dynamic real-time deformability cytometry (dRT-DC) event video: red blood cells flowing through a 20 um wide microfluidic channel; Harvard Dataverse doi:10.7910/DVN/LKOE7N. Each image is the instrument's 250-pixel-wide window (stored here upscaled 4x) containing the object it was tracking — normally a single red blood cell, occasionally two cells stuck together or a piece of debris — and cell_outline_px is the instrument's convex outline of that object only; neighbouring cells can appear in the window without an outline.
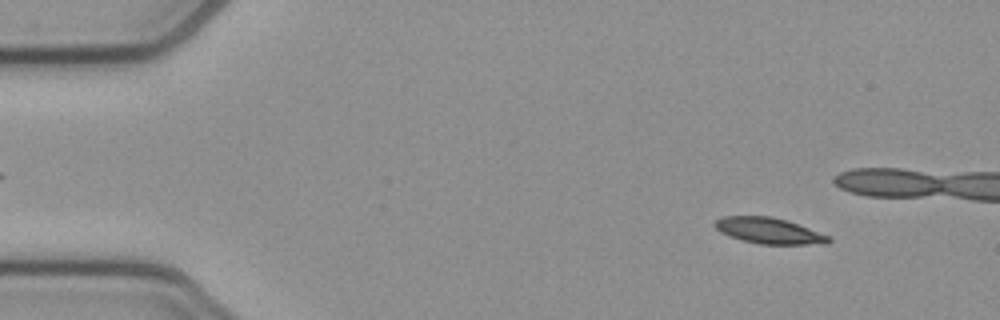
{"species": "common noctule bat (a hibernating species)", "species_latin": "Nyctalus noctula", "temperature_condition": "cold", "stored_images_in_passage": 53, "camera_frame_rate_fps": 3000, "um_per_image_px": 0.085, "animal": {"sex": "female", "body_mass_g": 21.9}, "frame": {"image": 1, "passage_image": 5, "time_ms": 1.333, "image_size_px": [1000, 320], "cell_outline_px": [[832, 240], [828, 244], [760, 244], [744, 240], [720, 232], [712, 224], [716, 220], [724, 216], [772, 216], [788, 220], [832, 236]], "centroid_in_image_um": [65.44, 19.6], "position_along_channel_um": 19.6, "area_um2": 17.34}}
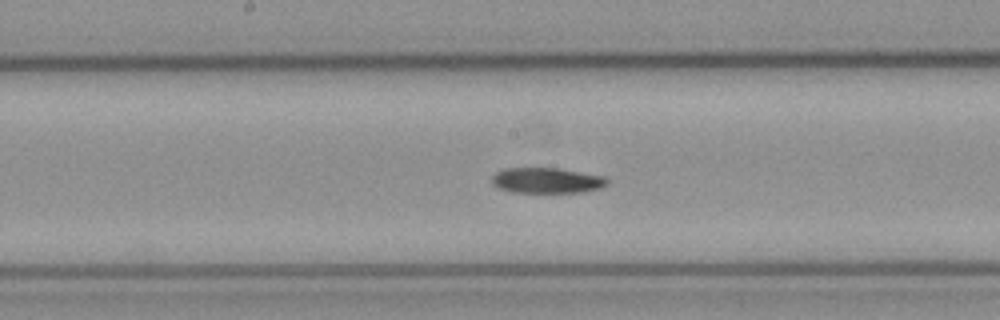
{"frame": {"image": 2, "passage_image": 26, "time_ms": 8.333, "image_size_px": [1000, 320], "cell_outline_px": [[608, 184], [600, 188], [584, 192], [512, 192], [500, 188], [492, 184], [492, 176], [496, 172], [504, 168], [556, 168], [604, 176], [608, 180]], "centroid_in_image_um": [46.47, 15.34], "position_along_channel_um": 201.7, "area_um2": 17.05}}
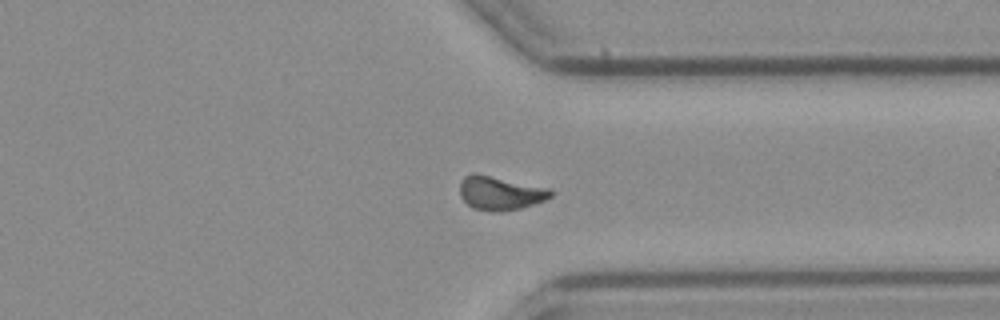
{"frame": {"image": 3, "passage_image": 39, "time_ms": 12.667, "image_size_px": [1000, 320], "cell_outline_px": [[556, 192], [552, 196], [544, 200], [520, 208], [500, 212], [492, 212], [472, 208], [460, 196], [460, 180], [464, 176], [472, 172], [476, 172], [552, 188]], "centroid_in_image_um": [42.53, 16.38], "position_along_channel_um": 368.9, "area_um2": 18.38}}